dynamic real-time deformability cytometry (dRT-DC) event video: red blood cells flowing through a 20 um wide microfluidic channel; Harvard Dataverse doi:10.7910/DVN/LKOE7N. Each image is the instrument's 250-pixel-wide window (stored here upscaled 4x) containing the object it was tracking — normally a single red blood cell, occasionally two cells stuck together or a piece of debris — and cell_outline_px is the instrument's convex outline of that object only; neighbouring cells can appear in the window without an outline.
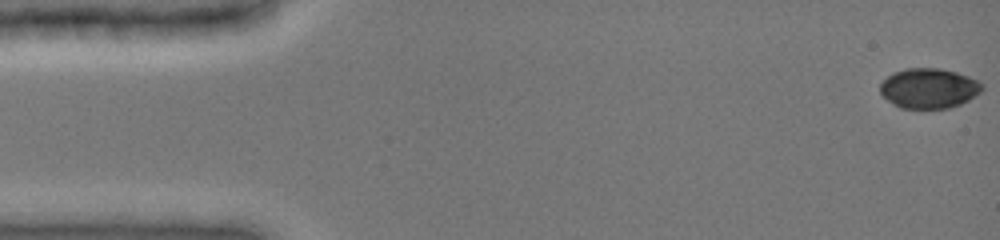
{"species": "common noctule bat (a hibernating species)", "species_latin": "Nyctalus noctula", "temperature_condition": "cold", "stored_images_in_passage": 51, "camera_frame_rate_fps": 3000, "um_per_image_px": 0.085, "animal": {"sex": "female", "body_mass_g": 19.0, "forearm_length_mm": 51.5}, "frame": {"image": 1, "passage_image": 1, "time_ms": 0.0, "image_size_px": [1000, 240], "cell_outline_px": [[984, 88], [980, 92], [968, 100], [960, 104], [948, 108], [900, 108], [892, 104], [880, 92], [880, 84], [892, 72], [904, 68], [940, 68], [956, 72], [980, 80], [984, 84]], "centroid_in_image_um": [78.97, 7.49], "position_along_channel_um": 6.0, "area_um2": 23.93}}
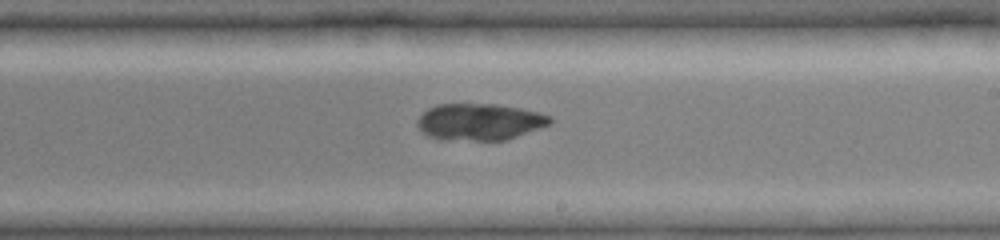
{"frame": {"image": 2, "passage_image": 29, "time_ms": 9.333, "image_size_px": [1000, 240], "cell_outline_px": [[552, 124], [508, 140], [440, 140], [428, 136], [416, 124], [416, 120], [428, 108], [436, 104], [496, 104], [520, 108], [540, 112], [552, 116]], "centroid_in_image_um": [40.8, 10.36], "position_along_channel_um": 248.2, "area_um2": 28.73}}
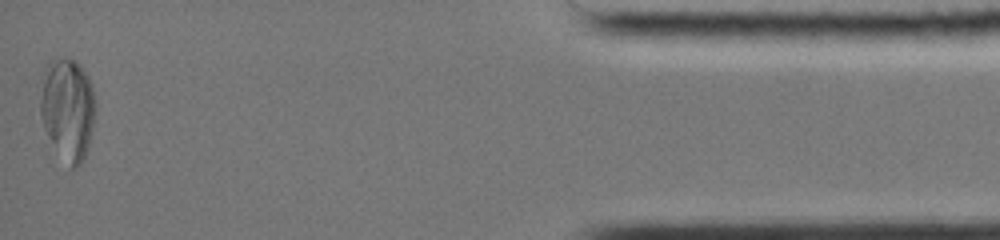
{"frame": {"image": 3, "passage_image": 51, "time_ms": 15.667, "image_size_px": [1000, 240], "cell_outline_px": [[96, 108], [88, 148], [84, 160], [76, 168], [72, 168], [48, 136], [44, 128], [40, 116], [40, 100], [44, 68], [52, 60], [72, 60], [80, 64], [88, 76], [92, 88], [96, 104]], "centroid_in_image_um": [5.77, 9.25], "position_along_channel_um": 429.4, "area_um2": 32.31}, "authors_computed_cell_mechanics": {"area_um2": 28.7844, "velocity_mm_per_s": 3.9733, "shape_relaxation_time_tau1_ms": null, "shape_relaxation_time_tau2_ms": 1.3535, "deformation_change_tau1": null, "deformation_change_tau2": 0.0371}}